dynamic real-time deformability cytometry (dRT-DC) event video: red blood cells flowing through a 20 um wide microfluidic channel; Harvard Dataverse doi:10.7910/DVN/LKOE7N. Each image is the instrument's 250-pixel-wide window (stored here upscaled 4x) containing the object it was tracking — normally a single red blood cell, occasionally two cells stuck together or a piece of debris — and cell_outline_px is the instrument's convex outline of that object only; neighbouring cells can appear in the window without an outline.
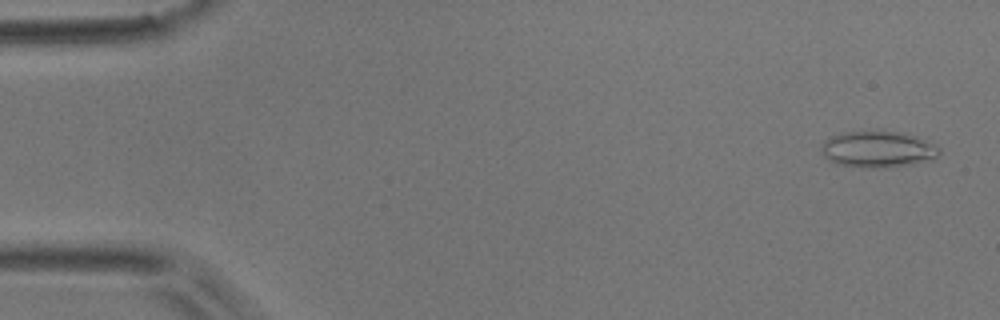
{"species": "common noctule bat (a hibernating species)", "species_latin": "Nyctalus noctula", "temperature_condition": "room temperature", "stored_images_in_passage": 51, "camera_frame_rate_fps": 3000, "um_per_image_px": 0.085, "animal": {"sex": "male", "body_mass_g": 17.9}, "frame": {"image": 1, "passage_image": 2, "time_ms": 0.333, "image_size_px": [1000, 320], "cell_outline_px": [[940, 152], [932, 160], [884, 168], [868, 168], [836, 164], [824, 156], [820, 148], [824, 140], [832, 136], [844, 132], [904, 132], [916, 136], [936, 144], [940, 148]], "centroid_in_image_um": [74.63, 12.7], "position_along_channel_um": 10.4, "area_um2": 24.91}}
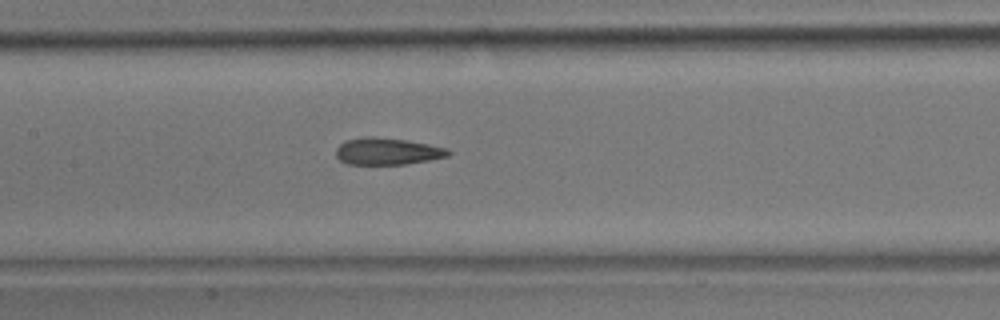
{"frame": {"image": 2, "passage_image": 24, "time_ms": 7.667, "image_size_px": [1000, 320], "cell_outline_px": [[452, 152], [448, 156], [428, 160], [404, 164], [348, 164], [340, 160], [336, 156], [336, 148], [340, 144], [348, 140], [368, 136], [372, 136], [408, 140], [448, 148]], "centroid_in_image_um": [32.94, 12.86], "position_along_channel_um": 174.5, "area_um2": 17.51}}
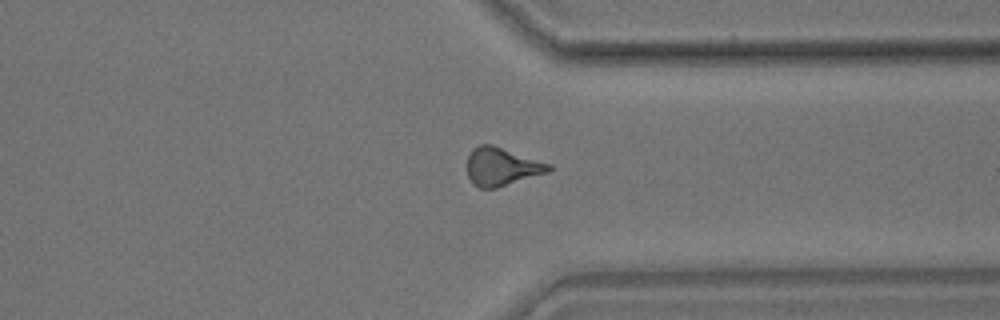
{"frame": {"image": 3, "passage_image": 39, "time_ms": 12.667, "image_size_px": [1000, 320], "cell_outline_px": [[552, 168], [548, 172], [496, 188], [480, 188], [472, 184], [468, 176], [468, 156], [472, 148], [480, 144], [492, 144], [552, 164]], "centroid_in_image_um": [42.64, 14.16], "position_along_channel_um": 368.8, "area_um2": 18.15}, "authors_computed_cell_mechanics": {"area_um2": 18.0336, "velocity_mm_per_s": 3.9084, "shape_relaxation_time_tau1_ms": 11.3132, "shape_relaxation_time_tau2_ms": 2.7185, "deformation_change_tau1": 0.2391, "deformation_change_tau2": 0.1225}}